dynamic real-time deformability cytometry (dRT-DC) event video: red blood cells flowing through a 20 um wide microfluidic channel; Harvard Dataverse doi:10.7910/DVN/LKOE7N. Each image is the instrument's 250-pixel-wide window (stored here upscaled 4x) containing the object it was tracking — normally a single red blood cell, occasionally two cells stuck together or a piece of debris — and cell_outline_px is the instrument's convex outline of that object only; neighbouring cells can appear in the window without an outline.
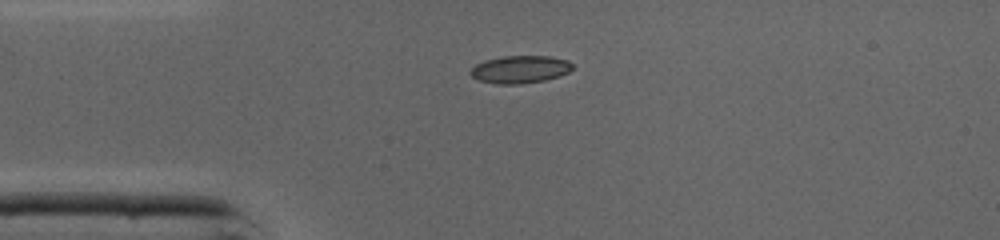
{"species": "common noctule bat (a hibernating species)", "species_latin": "Nyctalus noctula", "temperature_condition": "cold", "stored_images_in_passage": 36, "camera_frame_rate_fps": 3000, "um_per_image_px": 0.085, "animal": {"sex": "male", "body_mass_g": 19.0, "forearm_length_mm": 50.8}, "frame": {"image": 1, "passage_image": 1, "time_ms": 0.0, "image_size_px": [1000, 240], "cell_outline_px": [[576, 68], [560, 76], [544, 80], [520, 84], [496, 84], [480, 80], [472, 76], [468, 72], [476, 64], [484, 60], [504, 56], [548, 56], [568, 60]], "centroid_in_image_um": [44.23, 5.89], "position_along_channel_um": 40.8, "area_um2": 16.47}}
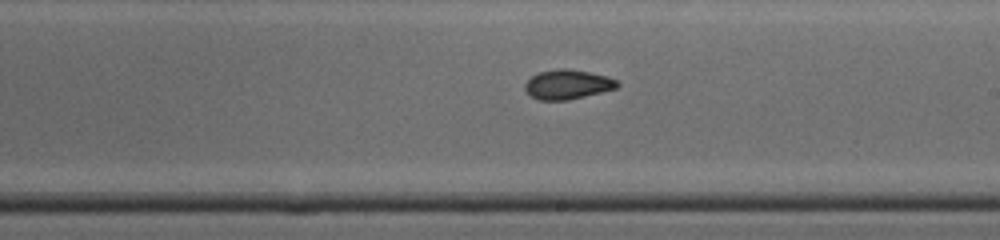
{"frame": {"image": 2, "passage_image": 16, "time_ms": 5.0, "image_size_px": [1000, 240], "cell_outline_px": [[620, 84], [616, 88], [568, 100], [540, 100], [532, 96], [524, 88], [524, 84], [532, 76], [540, 72], [556, 68], [564, 68], [588, 72], [608, 76], [616, 80]], "centroid_in_image_um": [48.24, 7.17], "position_along_channel_um": 240.8, "area_um2": 15.66}}
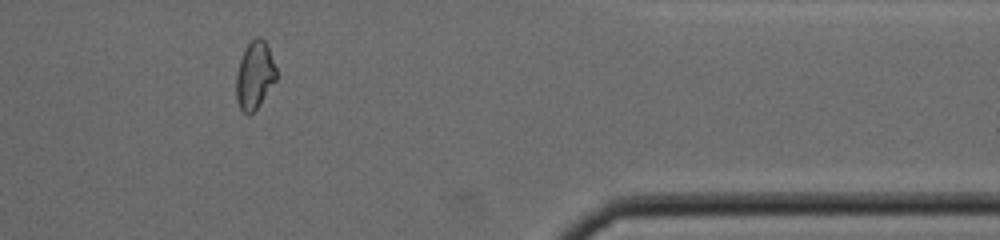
{"frame": {"image": 3, "passage_image": 28, "time_ms": 9.0, "image_size_px": [1000, 240], "cell_outline_px": [[276, 80], [260, 104], [248, 116], [240, 108], [236, 100], [236, 76], [240, 60], [244, 48], [256, 36], [260, 36], [264, 40], [268, 48], [276, 68]], "centroid_in_image_um": [21.64, 6.4], "position_along_channel_um": 389.8, "area_um2": 15.72}, "authors_computed_cell_mechanics": {"area_um2": 15.895, "velocity_mm_per_s": 4.3707, "shape_relaxation_time_tau1_ms": 5.2652, "shape_relaxation_time_tau2_ms": 2.144, "deformation_change_tau1": 0.1644, "deformation_change_tau2": 0.0471}}